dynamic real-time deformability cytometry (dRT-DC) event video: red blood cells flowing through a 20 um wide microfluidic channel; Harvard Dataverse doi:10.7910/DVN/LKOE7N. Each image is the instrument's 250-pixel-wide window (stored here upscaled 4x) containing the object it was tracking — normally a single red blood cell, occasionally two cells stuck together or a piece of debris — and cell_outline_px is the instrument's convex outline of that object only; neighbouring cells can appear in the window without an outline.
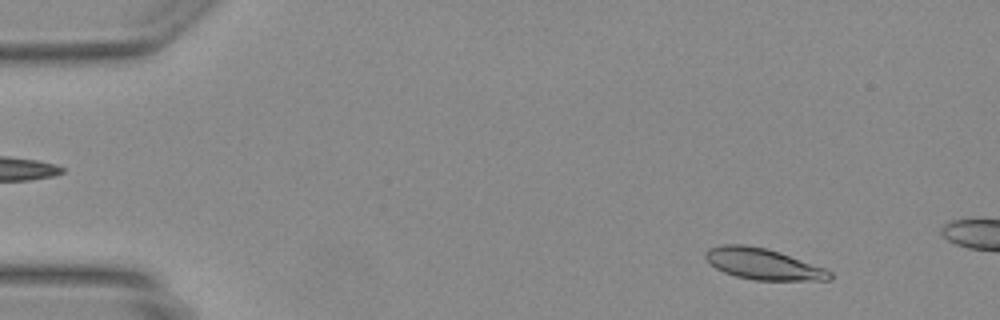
{"species": "Egyptian fruit bat (a non-hibernating species)", "species_latin": "Rousettus aegyptiacus", "temperature_condition": "warm", "stored_images_in_passage": 48, "camera_frame_rate_fps": 3000, "um_per_image_px": 0.085, "animal": {"sex": "female"}, "frame": {"image": 1, "passage_image": 5, "time_ms": 1.333, "image_size_px": [1000, 320], "cell_outline_px": [[832, 280], [756, 280], [736, 276], [724, 272], [716, 268], [704, 256], [704, 252], [708, 248], [724, 244], [744, 244], [768, 248], [780, 252], [824, 268], [832, 272]], "centroid_in_image_um": [64.86, 22.43], "position_along_channel_um": 20.1, "area_um2": 22.48}}
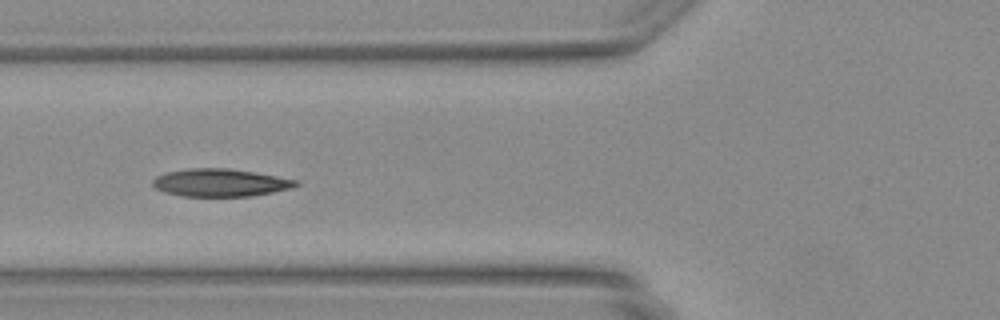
{"frame": {"image": 2, "passage_image": 18, "time_ms": 5.667, "image_size_px": [1000, 320], "cell_outline_px": [[300, 184], [292, 188], [252, 196], [180, 196], [164, 192], [156, 188], [152, 184], [152, 180], [156, 176], [168, 172], [188, 168], [228, 168], [300, 180]], "centroid_in_image_um": [18.73, 15.53], "position_along_channel_um": 107.1, "area_um2": 23.12}}
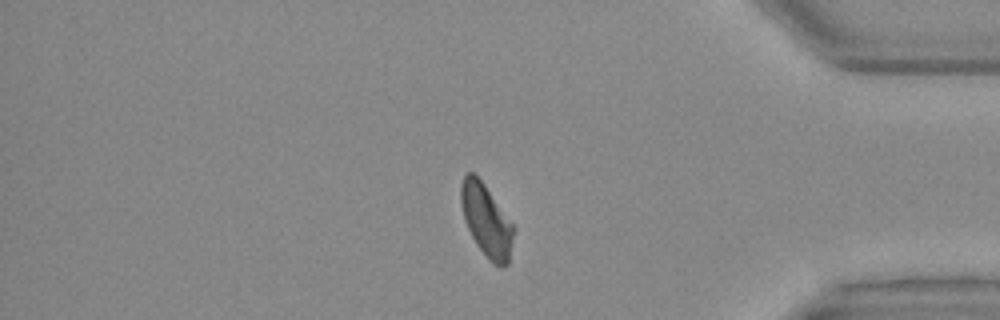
{"frame": {"image": 3, "passage_image": 40, "time_ms": 13.0, "image_size_px": [1000, 320], "cell_outline_px": [[512, 236], [508, 264], [500, 268], [488, 260], [476, 244], [464, 220], [460, 200], [460, 184], [464, 172], [472, 172], [484, 184], [512, 224]], "centroid_in_image_um": [41.28, 18.72], "position_along_channel_um": 393.9, "area_um2": 21.73}}